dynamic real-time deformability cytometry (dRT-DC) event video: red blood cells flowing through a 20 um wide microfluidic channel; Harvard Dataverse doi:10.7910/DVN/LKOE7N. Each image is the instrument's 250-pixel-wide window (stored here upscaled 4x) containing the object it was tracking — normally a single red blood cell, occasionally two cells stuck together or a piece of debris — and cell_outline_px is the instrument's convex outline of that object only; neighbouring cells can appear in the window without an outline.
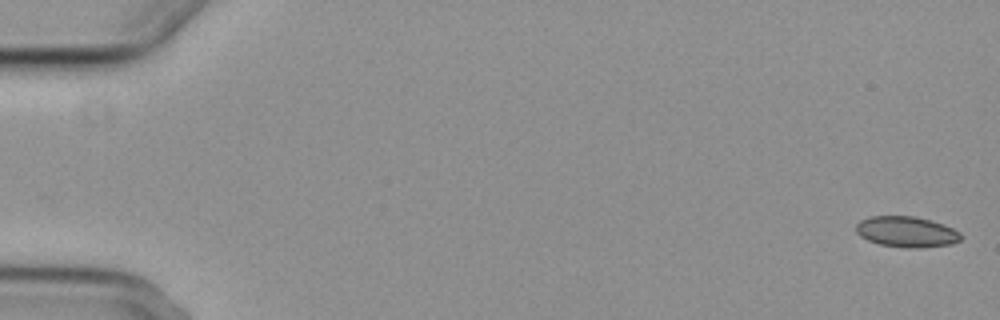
{"species": "common noctule bat (a hibernating species)", "species_latin": "Nyctalus noctula", "temperature_condition": "cold", "stored_images_in_passage": 6, "camera_frame_rate_fps": 3000, "um_per_image_px": 0.085, "animal": {"sex": "female", "body_mass_g": 29.2, "forearm_length_mm": 56.3}, "frame": {"image": 1, "passage_image": 1, "time_ms": 0.0, "image_size_px": [1000, 320], "cell_outline_px": [[964, 236], [960, 240], [952, 244], [924, 248], [908, 248], [880, 244], [868, 240], [860, 236], [856, 232], [856, 224], [860, 220], [872, 216], [912, 216], [932, 220], [944, 224], [960, 232]], "centroid_in_image_um": [77.09, 19.71], "position_along_channel_um": 7.9, "area_um2": 18.96}}
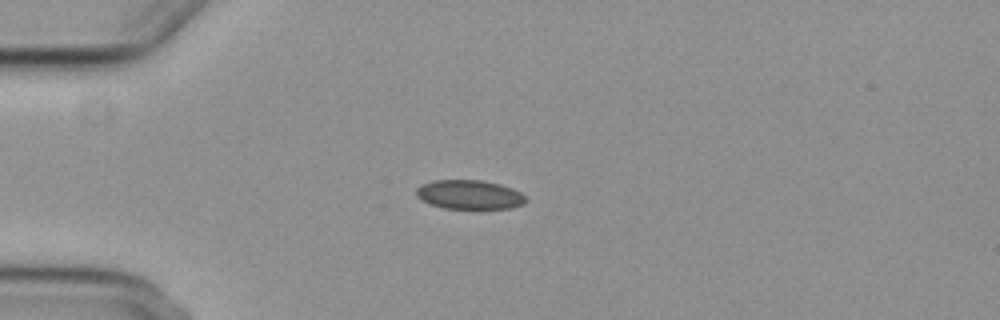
{"frame": {"image": 2, "passage_image": 5, "time_ms": 4.667, "image_size_px": [1000, 320], "cell_outline_px": [[528, 200], [524, 204], [512, 208], [444, 208], [432, 204], [416, 196], [416, 188], [420, 184], [432, 180], [480, 180], [500, 184], [512, 188], [520, 192]], "centroid_in_image_um": [39.91, 16.53], "position_along_channel_um": 45.1, "area_um2": 18.55}}